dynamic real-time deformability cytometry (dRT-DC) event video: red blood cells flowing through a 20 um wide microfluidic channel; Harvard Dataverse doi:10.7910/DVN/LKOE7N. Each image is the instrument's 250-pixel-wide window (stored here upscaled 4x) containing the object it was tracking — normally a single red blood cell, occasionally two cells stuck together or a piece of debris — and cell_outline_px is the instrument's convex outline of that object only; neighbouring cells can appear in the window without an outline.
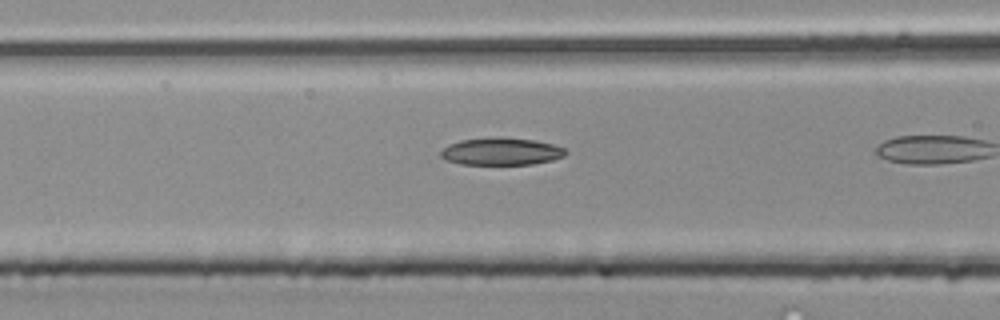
{"species": "common noctule bat (a hibernating species)", "species_latin": "Nyctalus noctula", "temperature_condition": "room temperature", "stored_images_in_passage": 25, "camera_frame_rate_fps": 3000, "um_per_image_px": 0.085, "animal": {"sex": "male", "body_mass_g": 20.4}, "frame": {"image": 1, "passage_image": 18, "time_ms": 5.667, "image_size_px": [1000, 320], "cell_outline_px": [[568, 152], [564, 156], [552, 160], [532, 164], [460, 164], [448, 160], [440, 156], [440, 152], [448, 144], [460, 140], [536, 140], [552, 144], [564, 148]], "centroid_in_image_um": [42.63, 12.92], "position_along_channel_um": 124.0, "area_um2": 18.9}}